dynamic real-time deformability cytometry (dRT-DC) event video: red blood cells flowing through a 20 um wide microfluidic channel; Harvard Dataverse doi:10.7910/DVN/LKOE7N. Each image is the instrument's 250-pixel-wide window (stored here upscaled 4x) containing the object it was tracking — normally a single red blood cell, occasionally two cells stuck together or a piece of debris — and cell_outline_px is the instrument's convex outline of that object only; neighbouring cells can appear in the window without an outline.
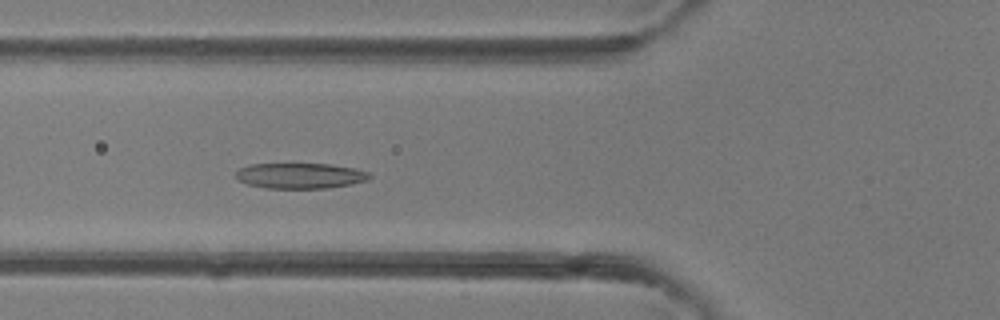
{"species": "common noctule bat (a hibernating species)", "species_latin": "Nyctalus noctula", "temperature_condition": "room temperature", "stored_images_in_passage": 42, "camera_frame_rate_fps": 3000, "um_per_image_px": 0.085, "animal": {"sex": "female"}, "frame": {"image": 1, "passage_image": 16, "time_ms": 5.0, "image_size_px": [1000, 320], "cell_outline_px": [[372, 176], [368, 180], [352, 184], [328, 188], [268, 188], [248, 184], [240, 180], [236, 176], [236, 172], [240, 168], [248, 164], [332, 164], [356, 168], [368, 172]], "centroid_in_image_um": [25.56, 14.93], "position_along_channel_um": 100.2, "area_um2": 19.88}}
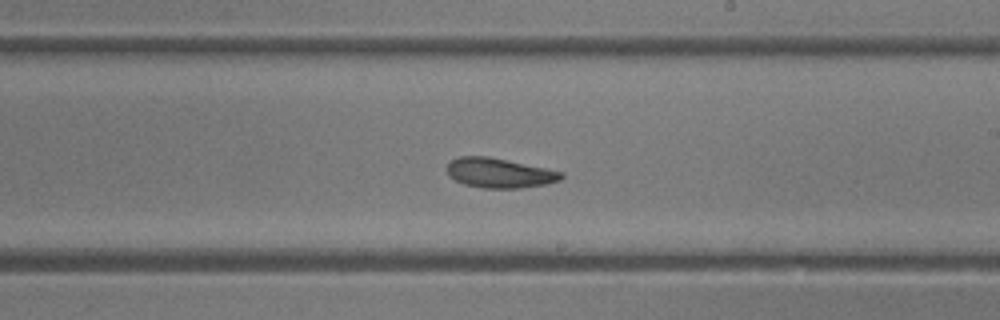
{"frame": {"image": 2, "passage_image": 25, "time_ms": 8.0, "image_size_px": [1000, 320], "cell_outline_px": [[564, 176], [560, 180], [544, 184], [520, 188], [484, 188], [464, 184], [448, 176], [448, 164], [452, 160], [460, 156], [488, 156], [564, 172]], "centroid_in_image_um": [42.45, 14.7], "position_along_channel_um": 246.6, "area_um2": 19.59}}
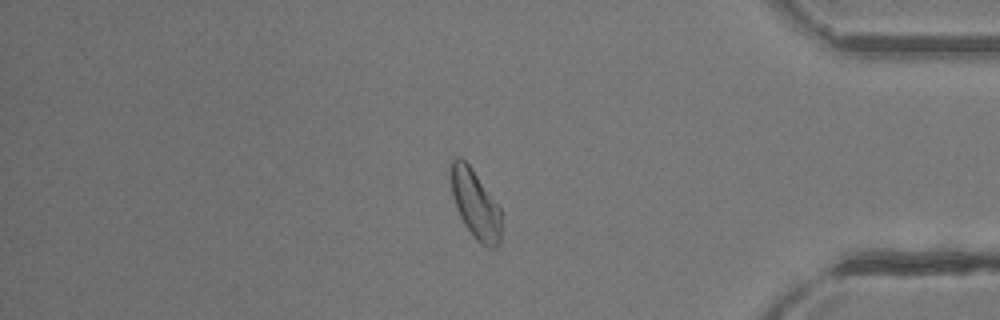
{"frame": {"image": 3, "passage_image": 36, "time_ms": 11.667, "image_size_px": [1000, 320], "cell_outline_px": [[504, 212], [500, 240], [496, 248], [488, 248], [480, 244], [472, 236], [464, 224], [456, 208], [452, 196], [452, 160], [456, 156], [460, 156], [472, 168]], "centroid_in_image_um": [40.47, 17.42], "position_along_channel_um": 394.7, "area_um2": 20.58}}